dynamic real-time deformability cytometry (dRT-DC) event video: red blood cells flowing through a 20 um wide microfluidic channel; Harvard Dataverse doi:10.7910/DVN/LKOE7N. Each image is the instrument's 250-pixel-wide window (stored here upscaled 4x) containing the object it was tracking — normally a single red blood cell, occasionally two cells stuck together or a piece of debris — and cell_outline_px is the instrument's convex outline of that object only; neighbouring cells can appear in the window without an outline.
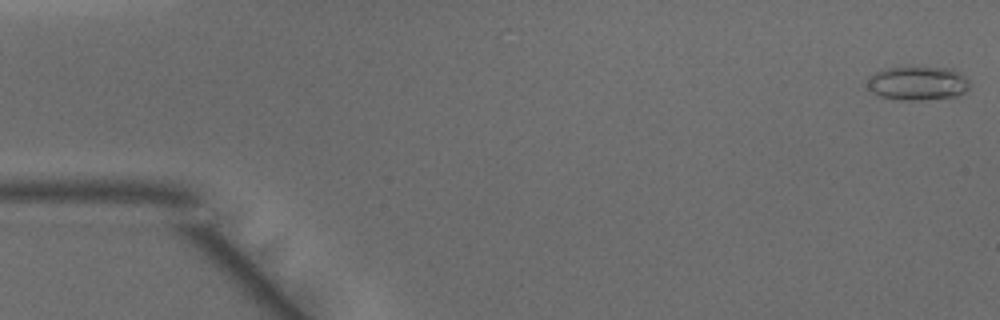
{"species": "common noctule bat (a hibernating species)", "species_latin": "Nyctalus noctula", "temperature_condition": "warm", "stored_images_in_passage": 5, "camera_frame_rate_fps": 3000, "um_per_image_px": 0.085, "animal": {"sex": "male", "body_mass_g": 15.6}, "frame": {"image": 1, "passage_image": 1, "time_ms": 0.0, "image_size_px": [1000, 320], "cell_outline_px": [[968, 88], [964, 92], [956, 96], [920, 100], [900, 100], [880, 96], [872, 92], [868, 88], [868, 76], [876, 72], [888, 68], [952, 68], [960, 72], [968, 80]], "centroid_in_image_um": [78.0, 7.08], "position_along_channel_um": 7.0, "area_um2": 19.94}}